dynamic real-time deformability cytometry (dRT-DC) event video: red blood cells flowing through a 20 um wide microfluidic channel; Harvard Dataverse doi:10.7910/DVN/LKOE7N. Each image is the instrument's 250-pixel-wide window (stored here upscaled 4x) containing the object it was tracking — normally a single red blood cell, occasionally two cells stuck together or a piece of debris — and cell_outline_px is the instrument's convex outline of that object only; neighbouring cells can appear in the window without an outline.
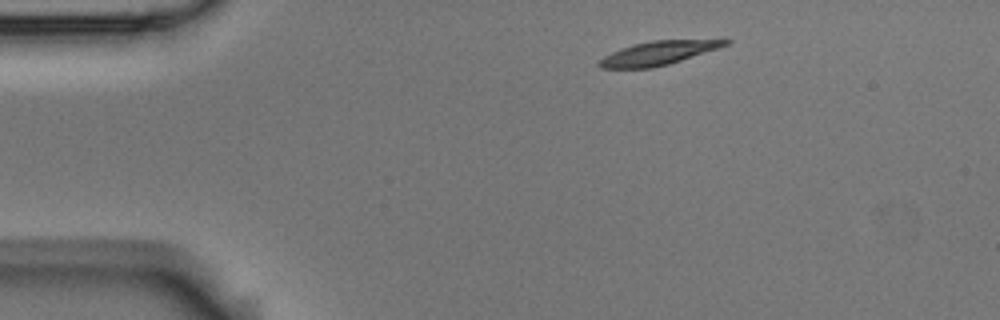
{"species": "Egyptian fruit bat (a non-hibernating species)", "species_latin": "Rousettus aegyptiacus", "temperature_condition": "room temperature", "stored_images_in_passage": 2, "camera_frame_rate_fps": 3000, "um_per_image_px": 0.085, "animal": {"sex": "male"}, "frame": {"image": 1, "passage_image": 1, "time_ms": 0.0, "image_size_px": [1000, 320], "cell_outline_px": [[732, 40], [728, 44], [720, 48], [668, 64], [652, 68], [600, 68], [596, 64], [604, 56], [612, 52], [632, 44], [652, 40]], "centroid_in_image_um": [55.92, 4.51], "position_along_channel_um": 29.1, "area_um2": 17.28}}